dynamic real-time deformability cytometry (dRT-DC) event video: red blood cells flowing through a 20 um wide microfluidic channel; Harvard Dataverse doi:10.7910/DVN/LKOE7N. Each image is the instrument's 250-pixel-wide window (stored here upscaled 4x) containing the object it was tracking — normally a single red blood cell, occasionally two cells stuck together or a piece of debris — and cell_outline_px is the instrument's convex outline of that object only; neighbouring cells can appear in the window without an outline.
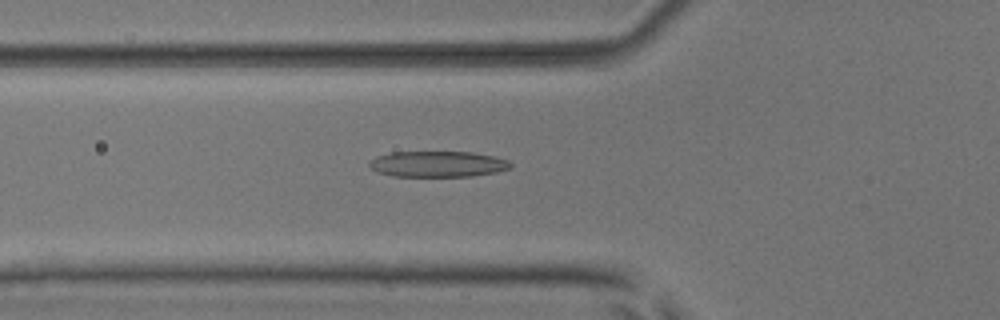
{"species": "common noctule bat (a hibernating species)", "species_latin": "Nyctalus noctula", "temperature_condition": "room temperature", "stored_images_in_passage": 38, "camera_frame_rate_fps": 3000, "um_per_image_px": 0.085, "animal": {"sex": "male", "body_mass_g": 17.9, "forearm_length_mm": 54.2}, "frame": {"image": 1, "passage_image": 7, "time_ms": 2.0, "image_size_px": [1000, 320], "cell_outline_px": [[512, 164], [508, 168], [496, 172], [472, 176], [392, 176], [380, 172], [372, 168], [368, 164], [376, 156], [392, 152], [472, 152], [496, 156], [508, 160]], "centroid_in_image_um": [37.23, 13.94], "position_along_channel_um": 88.6, "area_um2": 21.15}}
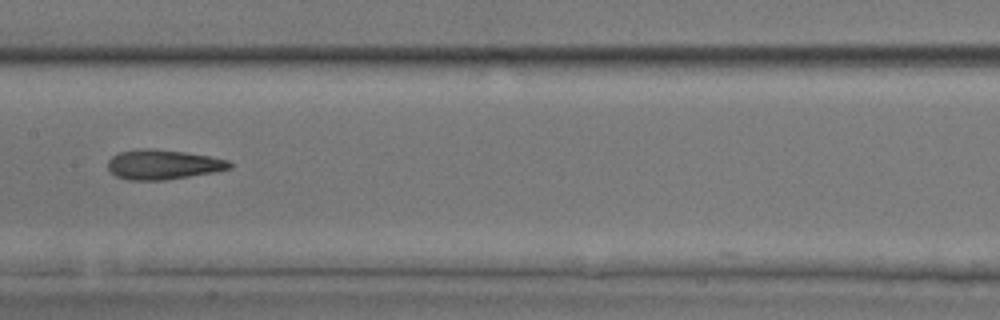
{"frame": {"image": 2, "passage_image": 15, "time_ms": 4.667, "image_size_px": [1000, 320], "cell_outline_px": [[232, 168], [216, 172], [164, 180], [128, 180], [116, 176], [108, 168], [108, 160], [112, 156], [120, 152], [140, 148], [156, 148], [184, 152], [208, 156], [228, 160], [232, 164]], "centroid_in_image_um": [13.86, 13.98], "position_along_channel_um": 193.5, "area_um2": 21.15}}
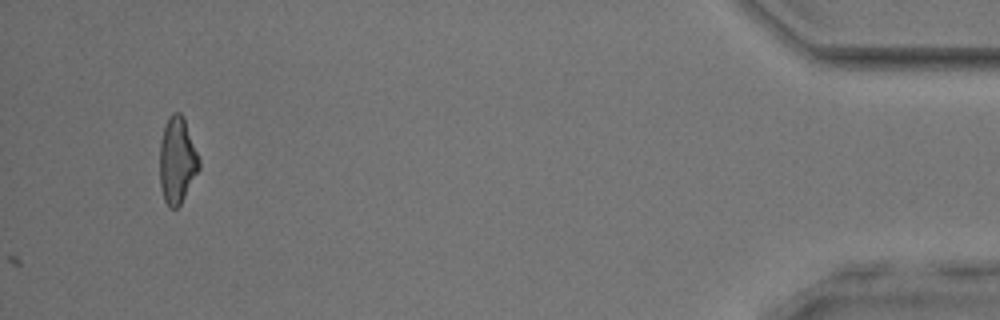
{"frame": {"image": 3, "passage_image": 38, "time_ms": 12.333, "image_size_px": [1000, 320], "cell_outline_px": [[200, 168], [180, 204], [176, 208], [168, 208], [164, 200], [160, 184], [160, 140], [168, 116], [172, 112], [180, 112], [184, 116], [200, 160]], "centroid_in_image_um": [15.06, 13.6], "position_along_channel_um": 420.1, "area_um2": 19.88}, "authors_computed_cell_mechanics": {"area_um2": 20.2878, "velocity_mm_per_s": 3.926, "shape_relaxation_time_tau1_ms": 4.7929, "shape_relaxation_time_tau2_ms": 2.8305, "deformation_change_tau1": 0.1653, "deformation_change_tau2": 0.1511}}